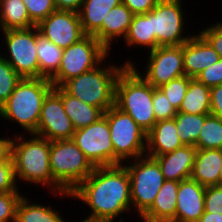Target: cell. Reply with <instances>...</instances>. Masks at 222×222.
<instances>
[{
  "label": "cell",
  "instance_id": "1",
  "mask_svg": "<svg viewBox=\"0 0 222 222\" xmlns=\"http://www.w3.org/2000/svg\"><path fill=\"white\" fill-rule=\"evenodd\" d=\"M72 198L91 209L88 218L113 222L132 206L130 178L123 164L95 167L93 172L71 193Z\"/></svg>",
  "mask_w": 222,
  "mask_h": 222
},
{
  "label": "cell",
  "instance_id": "2",
  "mask_svg": "<svg viewBox=\"0 0 222 222\" xmlns=\"http://www.w3.org/2000/svg\"><path fill=\"white\" fill-rule=\"evenodd\" d=\"M31 135V139H24L20 134L11 140V157L14 164L16 182H31L47 186L54 194L68 196L66 192L54 179L50 170V141L37 135ZM34 136V137H33ZM20 178V179H19ZM19 179V180H18Z\"/></svg>",
  "mask_w": 222,
  "mask_h": 222
},
{
  "label": "cell",
  "instance_id": "3",
  "mask_svg": "<svg viewBox=\"0 0 222 222\" xmlns=\"http://www.w3.org/2000/svg\"><path fill=\"white\" fill-rule=\"evenodd\" d=\"M53 88L47 78H22L8 100L0 106V117L15 121L26 133L34 134L43 101Z\"/></svg>",
  "mask_w": 222,
  "mask_h": 222
},
{
  "label": "cell",
  "instance_id": "4",
  "mask_svg": "<svg viewBox=\"0 0 222 222\" xmlns=\"http://www.w3.org/2000/svg\"><path fill=\"white\" fill-rule=\"evenodd\" d=\"M153 91L150 85L132 66L119 74L115 86V106L127 113L146 133L155 123Z\"/></svg>",
  "mask_w": 222,
  "mask_h": 222
},
{
  "label": "cell",
  "instance_id": "5",
  "mask_svg": "<svg viewBox=\"0 0 222 222\" xmlns=\"http://www.w3.org/2000/svg\"><path fill=\"white\" fill-rule=\"evenodd\" d=\"M132 63L125 61L123 66H116L109 62V65L104 66L102 62L95 69L69 79L61 87L68 94L104 113L115 105V86L119 74Z\"/></svg>",
  "mask_w": 222,
  "mask_h": 222
},
{
  "label": "cell",
  "instance_id": "6",
  "mask_svg": "<svg viewBox=\"0 0 222 222\" xmlns=\"http://www.w3.org/2000/svg\"><path fill=\"white\" fill-rule=\"evenodd\" d=\"M49 163L53 179L69 193L95 168L72 139L50 141Z\"/></svg>",
  "mask_w": 222,
  "mask_h": 222
},
{
  "label": "cell",
  "instance_id": "7",
  "mask_svg": "<svg viewBox=\"0 0 222 222\" xmlns=\"http://www.w3.org/2000/svg\"><path fill=\"white\" fill-rule=\"evenodd\" d=\"M103 115L110 127L114 165L146 155L147 133L127 113L113 105Z\"/></svg>",
  "mask_w": 222,
  "mask_h": 222
},
{
  "label": "cell",
  "instance_id": "8",
  "mask_svg": "<svg viewBox=\"0 0 222 222\" xmlns=\"http://www.w3.org/2000/svg\"><path fill=\"white\" fill-rule=\"evenodd\" d=\"M109 51L92 35H85L78 42L63 49L58 71L49 79L54 87L95 69L105 61Z\"/></svg>",
  "mask_w": 222,
  "mask_h": 222
},
{
  "label": "cell",
  "instance_id": "9",
  "mask_svg": "<svg viewBox=\"0 0 222 222\" xmlns=\"http://www.w3.org/2000/svg\"><path fill=\"white\" fill-rule=\"evenodd\" d=\"M132 162L123 165L129 173L131 203L141 217L152 206L165 178L153 157L144 155Z\"/></svg>",
  "mask_w": 222,
  "mask_h": 222
},
{
  "label": "cell",
  "instance_id": "10",
  "mask_svg": "<svg viewBox=\"0 0 222 222\" xmlns=\"http://www.w3.org/2000/svg\"><path fill=\"white\" fill-rule=\"evenodd\" d=\"M7 55H1L22 78H39L36 26L2 31Z\"/></svg>",
  "mask_w": 222,
  "mask_h": 222
},
{
  "label": "cell",
  "instance_id": "11",
  "mask_svg": "<svg viewBox=\"0 0 222 222\" xmlns=\"http://www.w3.org/2000/svg\"><path fill=\"white\" fill-rule=\"evenodd\" d=\"M181 0H159L152 11V32L159 46H179L193 35L184 36V12Z\"/></svg>",
  "mask_w": 222,
  "mask_h": 222
},
{
  "label": "cell",
  "instance_id": "12",
  "mask_svg": "<svg viewBox=\"0 0 222 222\" xmlns=\"http://www.w3.org/2000/svg\"><path fill=\"white\" fill-rule=\"evenodd\" d=\"M72 140L94 167L114 165L110 127L104 115L89 126L76 129Z\"/></svg>",
  "mask_w": 222,
  "mask_h": 222
},
{
  "label": "cell",
  "instance_id": "13",
  "mask_svg": "<svg viewBox=\"0 0 222 222\" xmlns=\"http://www.w3.org/2000/svg\"><path fill=\"white\" fill-rule=\"evenodd\" d=\"M146 63L145 76L131 66L153 87L159 88L171 80L184 76L183 44L179 46H159L149 51Z\"/></svg>",
  "mask_w": 222,
  "mask_h": 222
},
{
  "label": "cell",
  "instance_id": "14",
  "mask_svg": "<svg viewBox=\"0 0 222 222\" xmlns=\"http://www.w3.org/2000/svg\"><path fill=\"white\" fill-rule=\"evenodd\" d=\"M75 128L66 114L62 99L61 87H54L45 97L36 132L49 141L72 139Z\"/></svg>",
  "mask_w": 222,
  "mask_h": 222
},
{
  "label": "cell",
  "instance_id": "15",
  "mask_svg": "<svg viewBox=\"0 0 222 222\" xmlns=\"http://www.w3.org/2000/svg\"><path fill=\"white\" fill-rule=\"evenodd\" d=\"M37 28L40 34L62 49L85 36L79 14L73 11L55 10L42 20Z\"/></svg>",
  "mask_w": 222,
  "mask_h": 222
},
{
  "label": "cell",
  "instance_id": "16",
  "mask_svg": "<svg viewBox=\"0 0 222 222\" xmlns=\"http://www.w3.org/2000/svg\"><path fill=\"white\" fill-rule=\"evenodd\" d=\"M206 187L191 178L179 182L175 222H198L204 214Z\"/></svg>",
  "mask_w": 222,
  "mask_h": 222
},
{
  "label": "cell",
  "instance_id": "17",
  "mask_svg": "<svg viewBox=\"0 0 222 222\" xmlns=\"http://www.w3.org/2000/svg\"><path fill=\"white\" fill-rule=\"evenodd\" d=\"M219 59V54L199 33L183 44L184 72L190 78H196Z\"/></svg>",
  "mask_w": 222,
  "mask_h": 222
},
{
  "label": "cell",
  "instance_id": "18",
  "mask_svg": "<svg viewBox=\"0 0 222 222\" xmlns=\"http://www.w3.org/2000/svg\"><path fill=\"white\" fill-rule=\"evenodd\" d=\"M197 148L184 145L172 152L153 157L165 178V180L182 181L189 179L192 174Z\"/></svg>",
  "mask_w": 222,
  "mask_h": 222
},
{
  "label": "cell",
  "instance_id": "19",
  "mask_svg": "<svg viewBox=\"0 0 222 222\" xmlns=\"http://www.w3.org/2000/svg\"><path fill=\"white\" fill-rule=\"evenodd\" d=\"M182 146L174 118L157 121L146 135L147 156H160Z\"/></svg>",
  "mask_w": 222,
  "mask_h": 222
},
{
  "label": "cell",
  "instance_id": "20",
  "mask_svg": "<svg viewBox=\"0 0 222 222\" xmlns=\"http://www.w3.org/2000/svg\"><path fill=\"white\" fill-rule=\"evenodd\" d=\"M133 16L130 9L121 2L108 12L101 28L93 36L110 52L113 40L125 38Z\"/></svg>",
  "mask_w": 222,
  "mask_h": 222
},
{
  "label": "cell",
  "instance_id": "21",
  "mask_svg": "<svg viewBox=\"0 0 222 222\" xmlns=\"http://www.w3.org/2000/svg\"><path fill=\"white\" fill-rule=\"evenodd\" d=\"M178 181L165 180L152 206L140 217L144 222H175Z\"/></svg>",
  "mask_w": 222,
  "mask_h": 222
},
{
  "label": "cell",
  "instance_id": "22",
  "mask_svg": "<svg viewBox=\"0 0 222 222\" xmlns=\"http://www.w3.org/2000/svg\"><path fill=\"white\" fill-rule=\"evenodd\" d=\"M221 149H197L191 179L204 187L219 185Z\"/></svg>",
  "mask_w": 222,
  "mask_h": 222
},
{
  "label": "cell",
  "instance_id": "23",
  "mask_svg": "<svg viewBox=\"0 0 222 222\" xmlns=\"http://www.w3.org/2000/svg\"><path fill=\"white\" fill-rule=\"evenodd\" d=\"M122 0H84L78 11L82 30L85 35H94L102 26L110 10Z\"/></svg>",
  "mask_w": 222,
  "mask_h": 222
},
{
  "label": "cell",
  "instance_id": "24",
  "mask_svg": "<svg viewBox=\"0 0 222 222\" xmlns=\"http://www.w3.org/2000/svg\"><path fill=\"white\" fill-rule=\"evenodd\" d=\"M61 99L64 110L69 116L75 130L89 126L104 114L99 108L86 104L78 98L68 94L62 87Z\"/></svg>",
  "mask_w": 222,
  "mask_h": 222
},
{
  "label": "cell",
  "instance_id": "25",
  "mask_svg": "<svg viewBox=\"0 0 222 222\" xmlns=\"http://www.w3.org/2000/svg\"><path fill=\"white\" fill-rule=\"evenodd\" d=\"M36 48L39 78L50 79L59 69L63 49L39 33L36 26Z\"/></svg>",
  "mask_w": 222,
  "mask_h": 222
},
{
  "label": "cell",
  "instance_id": "26",
  "mask_svg": "<svg viewBox=\"0 0 222 222\" xmlns=\"http://www.w3.org/2000/svg\"><path fill=\"white\" fill-rule=\"evenodd\" d=\"M123 40L128 47L142 46L150 51L156 49V37L152 32V11L134 15Z\"/></svg>",
  "mask_w": 222,
  "mask_h": 222
},
{
  "label": "cell",
  "instance_id": "27",
  "mask_svg": "<svg viewBox=\"0 0 222 222\" xmlns=\"http://www.w3.org/2000/svg\"><path fill=\"white\" fill-rule=\"evenodd\" d=\"M33 26L22 0H0V31Z\"/></svg>",
  "mask_w": 222,
  "mask_h": 222
},
{
  "label": "cell",
  "instance_id": "28",
  "mask_svg": "<svg viewBox=\"0 0 222 222\" xmlns=\"http://www.w3.org/2000/svg\"><path fill=\"white\" fill-rule=\"evenodd\" d=\"M178 112L209 115L210 88L192 78Z\"/></svg>",
  "mask_w": 222,
  "mask_h": 222
},
{
  "label": "cell",
  "instance_id": "29",
  "mask_svg": "<svg viewBox=\"0 0 222 222\" xmlns=\"http://www.w3.org/2000/svg\"><path fill=\"white\" fill-rule=\"evenodd\" d=\"M15 222H64L63 216L50 205H40L22 196L16 209Z\"/></svg>",
  "mask_w": 222,
  "mask_h": 222
},
{
  "label": "cell",
  "instance_id": "30",
  "mask_svg": "<svg viewBox=\"0 0 222 222\" xmlns=\"http://www.w3.org/2000/svg\"><path fill=\"white\" fill-rule=\"evenodd\" d=\"M206 115L178 112L174 120L176 122L177 134L184 145L195 146Z\"/></svg>",
  "mask_w": 222,
  "mask_h": 222
},
{
  "label": "cell",
  "instance_id": "31",
  "mask_svg": "<svg viewBox=\"0 0 222 222\" xmlns=\"http://www.w3.org/2000/svg\"><path fill=\"white\" fill-rule=\"evenodd\" d=\"M197 149H221L222 150V119L209 114L200 131L198 141L195 143Z\"/></svg>",
  "mask_w": 222,
  "mask_h": 222
},
{
  "label": "cell",
  "instance_id": "32",
  "mask_svg": "<svg viewBox=\"0 0 222 222\" xmlns=\"http://www.w3.org/2000/svg\"><path fill=\"white\" fill-rule=\"evenodd\" d=\"M22 77L0 54V106H2L14 91Z\"/></svg>",
  "mask_w": 222,
  "mask_h": 222
},
{
  "label": "cell",
  "instance_id": "33",
  "mask_svg": "<svg viewBox=\"0 0 222 222\" xmlns=\"http://www.w3.org/2000/svg\"><path fill=\"white\" fill-rule=\"evenodd\" d=\"M191 79L192 78L184 75L159 87L177 111L180 109Z\"/></svg>",
  "mask_w": 222,
  "mask_h": 222
},
{
  "label": "cell",
  "instance_id": "34",
  "mask_svg": "<svg viewBox=\"0 0 222 222\" xmlns=\"http://www.w3.org/2000/svg\"><path fill=\"white\" fill-rule=\"evenodd\" d=\"M30 17V21L37 26L56 9L54 0H22Z\"/></svg>",
  "mask_w": 222,
  "mask_h": 222
},
{
  "label": "cell",
  "instance_id": "35",
  "mask_svg": "<svg viewBox=\"0 0 222 222\" xmlns=\"http://www.w3.org/2000/svg\"><path fill=\"white\" fill-rule=\"evenodd\" d=\"M22 196L20 191L0 193V222H15L17 205Z\"/></svg>",
  "mask_w": 222,
  "mask_h": 222
},
{
  "label": "cell",
  "instance_id": "36",
  "mask_svg": "<svg viewBox=\"0 0 222 222\" xmlns=\"http://www.w3.org/2000/svg\"><path fill=\"white\" fill-rule=\"evenodd\" d=\"M153 111L156 121L172 119L175 117L177 110L168 101V98L160 88L153 91Z\"/></svg>",
  "mask_w": 222,
  "mask_h": 222
},
{
  "label": "cell",
  "instance_id": "37",
  "mask_svg": "<svg viewBox=\"0 0 222 222\" xmlns=\"http://www.w3.org/2000/svg\"><path fill=\"white\" fill-rule=\"evenodd\" d=\"M19 191L11 154L0 162V193Z\"/></svg>",
  "mask_w": 222,
  "mask_h": 222
},
{
  "label": "cell",
  "instance_id": "38",
  "mask_svg": "<svg viewBox=\"0 0 222 222\" xmlns=\"http://www.w3.org/2000/svg\"><path fill=\"white\" fill-rule=\"evenodd\" d=\"M206 87L212 88L222 84V58L201 71L195 78Z\"/></svg>",
  "mask_w": 222,
  "mask_h": 222
},
{
  "label": "cell",
  "instance_id": "39",
  "mask_svg": "<svg viewBox=\"0 0 222 222\" xmlns=\"http://www.w3.org/2000/svg\"><path fill=\"white\" fill-rule=\"evenodd\" d=\"M204 210V212L222 214V185L206 187Z\"/></svg>",
  "mask_w": 222,
  "mask_h": 222
},
{
  "label": "cell",
  "instance_id": "40",
  "mask_svg": "<svg viewBox=\"0 0 222 222\" xmlns=\"http://www.w3.org/2000/svg\"><path fill=\"white\" fill-rule=\"evenodd\" d=\"M222 58V23L216 22L208 26L199 33Z\"/></svg>",
  "mask_w": 222,
  "mask_h": 222
},
{
  "label": "cell",
  "instance_id": "41",
  "mask_svg": "<svg viewBox=\"0 0 222 222\" xmlns=\"http://www.w3.org/2000/svg\"><path fill=\"white\" fill-rule=\"evenodd\" d=\"M159 0H122V3L127 6L134 14H145L151 11Z\"/></svg>",
  "mask_w": 222,
  "mask_h": 222
},
{
  "label": "cell",
  "instance_id": "42",
  "mask_svg": "<svg viewBox=\"0 0 222 222\" xmlns=\"http://www.w3.org/2000/svg\"><path fill=\"white\" fill-rule=\"evenodd\" d=\"M210 114L222 119V84L210 88Z\"/></svg>",
  "mask_w": 222,
  "mask_h": 222
},
{
  "label": "cell",
  "instance_id": "43",
  "mask_svg": "<svg viewBox=\"0 0 222 222\" xmlns=\"http://www.w3.org/2000/svg\"><path fill=\"white\" fill-rule=\"evenodd\" d=\"M84 0H54L57 10L73 11L80 10Z\"/></svg>",
  "mask_w": 222,
  "mask_h": 222
},
{
  "label": "cell",
  "instance_id": "44",
  "mask_svg": "<svg viewBox=\"0 0 222 222\" xmlns=\"http://www.w3.org/2000/svg\"><path fill=\"white\" fill-rule=\"evenodd\" d=\"M11 137L0 138V162L4 161L11 154Z\"/></svg>",
  "mask_w": 222,
  "mask_h": 222
},
{
  "label": "cell",
  "instance_id": "45",
  "mask_svg": "<svg viewBox=\"0 0 222 222\" xmlns=\"http://www.w3.org/2000/svg\"><path fill=\"white\" fill-rule=\"evenodd\" d=\"M198 222H222V214L204 212Z\"/></svg>",
  "mask_w": 222,
  "mask_h": 222
},
{
  "label": "cell",
  "instance_id": "46",
  "mask_svg": "<svg viewBox=\"0 0 222 222\" xmlns=\"http://www.w3.org/2000/svg\"><path fill=\"white\" fill-rule=\"evenodd\" d=\"M80 222H105V221L86 217L85 219L81 220Z\"/></svg>",
  "mask_w": 222,
  "mask_h": 222
},
{
  "label": "cell",
  "instance_id": "47",
  "mask_svg": "<svg viewBox=\"0 0 222 222\" xmlns=\"http://www.w3.org/2000/svg\"><path fill=\"white\" fill-rule=\"evenodd\" d=\"M219 185H222V164L220 167Z\"/></svg>",
  "mask_w": 222,
  "mask_h": 222
}]
</instances>
